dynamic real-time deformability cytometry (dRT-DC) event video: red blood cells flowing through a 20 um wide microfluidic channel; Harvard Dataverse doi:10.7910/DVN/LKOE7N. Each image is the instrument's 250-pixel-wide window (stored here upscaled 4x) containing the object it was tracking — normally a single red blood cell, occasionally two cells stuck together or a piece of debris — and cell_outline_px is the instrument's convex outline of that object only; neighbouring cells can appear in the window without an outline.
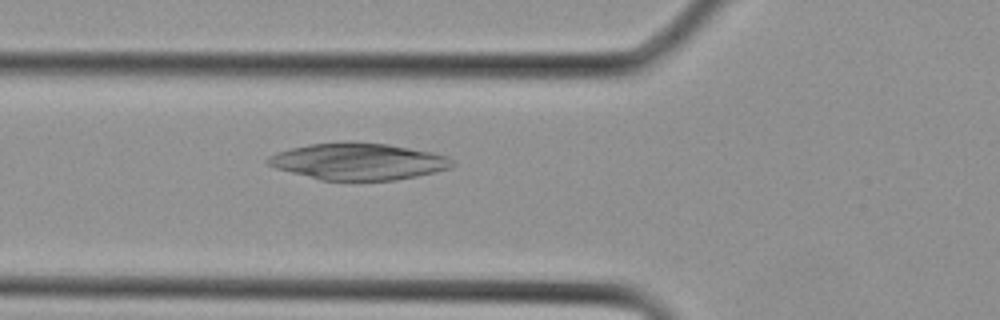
{"species": "Egyptian fruit bat (a non-hibernating species)", "species_latin": "Rousettus aegyptiacus", "temperature_condition": "cold", "stored_images_in_passage": 9, "camera_frame_rate_fps": 3000, "um_per_image_px": 0.085, "animal": {"sex": "female"}, "frame": {"image": 1, "passage_image": 9, "time_ms": 2.667, "image_size_px": [1000, 320], "cell_outline_px": [[456, 164], [452, 168], [436, 172], [396, 180], [320, 180], [276, 168], [268, 164], [264, 160], [268, 156], [276, 152], [308, 144], [388, 144], [432, 152], [448, 156]], "centroid_in_image_um": [30.49, 13.75], "position_along_channel_um": 95.3, "area_um2": 38.73}}